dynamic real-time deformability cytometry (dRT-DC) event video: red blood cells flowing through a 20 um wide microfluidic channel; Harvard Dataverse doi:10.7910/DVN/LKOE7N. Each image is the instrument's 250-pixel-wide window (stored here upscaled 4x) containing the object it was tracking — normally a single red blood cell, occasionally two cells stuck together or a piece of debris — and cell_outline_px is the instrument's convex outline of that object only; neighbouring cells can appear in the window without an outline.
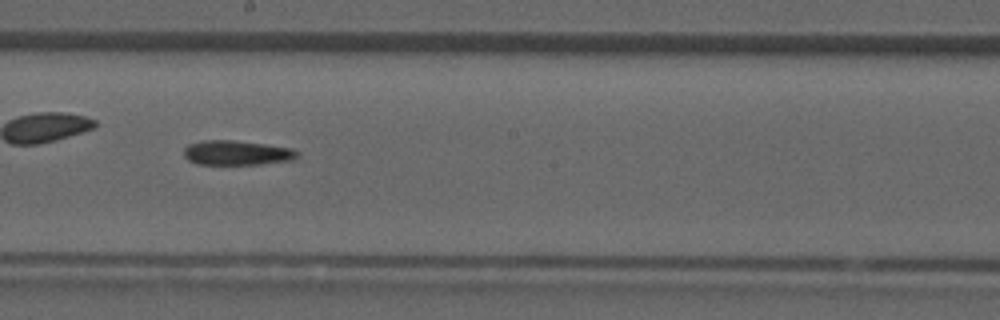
{"species": "common noctule bat (a hibernating species)", "species_latin": "Nyctalus noctula", "temperature_condition": "room temperature", "stored_images_in_passage": 34, "camera_frame_rate_fps": 3000, "um_per_image_px": 0.085, "animal": {"sex": "male", "forearm_length_mm": 52.5}, "frame": {"image": 1, "passage_image": 20, "time_ms": 6.333, "image_size_px": [1000, 320], "cell_outline_px": [[300, 152], [292, 160], [260, 164], [196, 164], [188, 160], [184, 156], [184, 148], [188, 144], [204, 140], [232, 140], [264, 144], [292, 148]], "centroid_in_image_um": [20.1, 12.99], "position_along_channel_um": 228.1, "area_um2": 16.24}}